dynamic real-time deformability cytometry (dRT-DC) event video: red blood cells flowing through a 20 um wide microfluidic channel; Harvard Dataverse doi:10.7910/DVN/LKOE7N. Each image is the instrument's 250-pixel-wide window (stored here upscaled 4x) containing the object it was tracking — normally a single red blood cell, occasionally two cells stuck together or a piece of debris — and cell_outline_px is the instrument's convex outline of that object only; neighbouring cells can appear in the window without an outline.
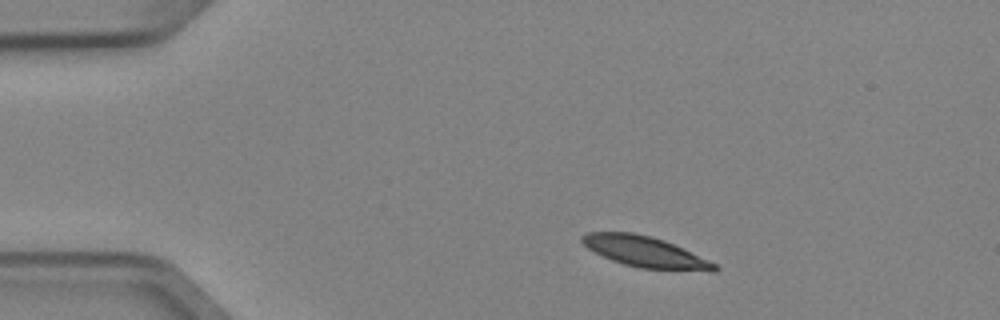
{"species": "Egyptian fruit bat (a non-hibernating species)", "species_latin": "Rousettus aegyptiacus", "temperature_condition": "cold", "stored_images_in_passage": 5, "camera_frame_rate_fps": 3000, "um_per_image_px": 0.085, "animal": {"sex": "female"}, "frame": {"image": 1, "passage_image": 1, "time_ms": 0.0, "image_size_px": [1000, 320], "cell_outline_px": [[720, 268], [716, 272], [712, 272], [640, 268], [624, 264], [612, 260], [588, 248], [580, 240], [580, 236], [588, 232], [632, 232], [664, 240], [708, 260], [716, 264]], "centroid_in_image_um": [54.86, 21.42], "position_along_channel_um": 30.1, "area_um2": 23.58}}
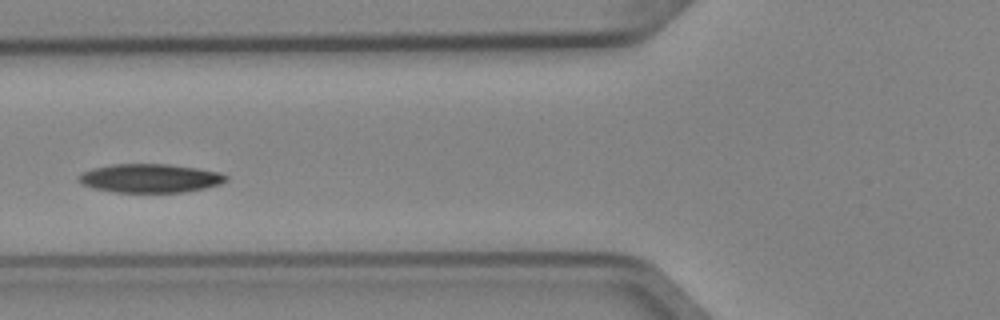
{"frame": {"image": 2, "passage_image": 4, "time_ms": 1.0, "image_size_px": [1000, 320], "cell_outline_px": [[228, 180], [220, 184], [204, 188], [184, 192], [116, 192], [92, 188], [80, 184], [80, 176], [84, 172], [96, 168], [112, 164], [168, 164], [196, 168], [216, 172], [228, 176]], "centroid_in_image_um": [12.77, 15.15], "position_along_channel_um": 113.0, "area_um2": 24.33}}
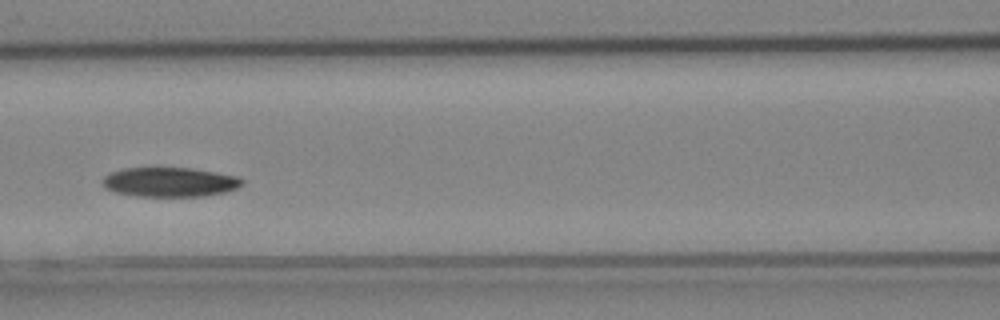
{"frame": {"image": 3, "passage_image": 5, "time_ms": 1.333, "image_size_px": [1000, 320], "cell_outline_px": [[244, 184], [236, 188], [224, 192], [204, 196], [136, 196], [116, 192], [104, 188], [100, 180], [104, 176], [112, 172], [124, 168], [192, 168], [240, 176], [244, 180]], "centroid_in_image_um": [14.44, 15.47], "position_along_channel_um": 152.2, "area_um2": 24.1}}